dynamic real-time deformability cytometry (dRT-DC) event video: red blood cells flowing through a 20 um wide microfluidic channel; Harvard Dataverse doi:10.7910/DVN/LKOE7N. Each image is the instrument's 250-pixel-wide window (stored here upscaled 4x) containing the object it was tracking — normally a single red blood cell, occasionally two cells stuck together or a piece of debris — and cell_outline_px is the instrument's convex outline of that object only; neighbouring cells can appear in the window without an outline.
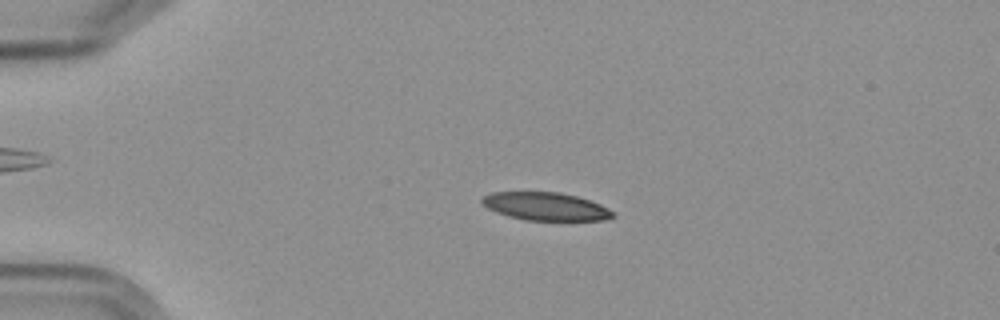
{"species": "Egyptian fruit bat (a non-hibernating species)", "species_latin": "Rousettus aegyptiacus", "temperature_condition": "cold", "stored_images_in_passage": 14, "camera_frame_rate_fps": 3000, "um_per_image_px": 0.085, "frame": {"image": 1, "passage_image": 3, "time_ms": 2.333, "image_size_px": [1000, 320], "cell_outline_px": [[616, 216], [604, 220], [524, 220], [508, 216], [496, 212], [488, 208], [480, 200], [484, 196], [492, 192], [560, 192], [576, 196], [600, 204], [616, 212]], "centroid_in_image_um": [46.4, 17.55], "position_along_channel_um": 38.6, "area_um2": 21.33}}
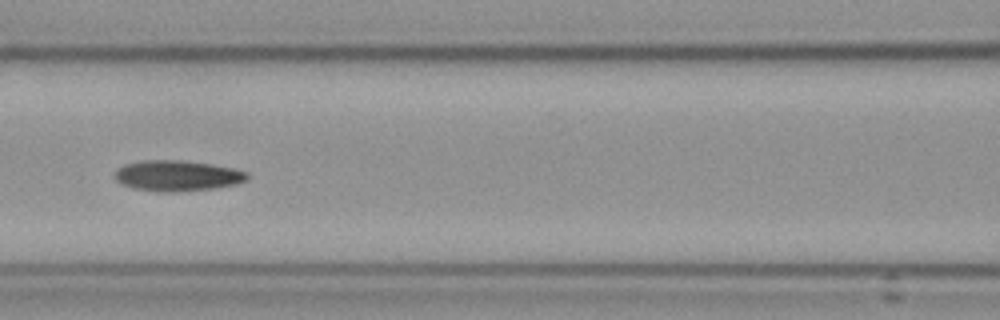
{"frame": {"image": 2, "passage_image": 6, "time_ms": 6.667, "image_size_px": [1000, 320], "cell_outline_px": [[248, 180], [236, 184], [212, 188], [176, 192], [156, 192], [132, 188], [120, 184], [112, 176], [116, 168], [124, 164], [144, 160], [176, 160], [212, 164], [232, 168], [248, 172]], "centroid_in_image_um": [15.0, 14.94], "position_along_channel_um": 151.6, "area_um2": 23.93}}
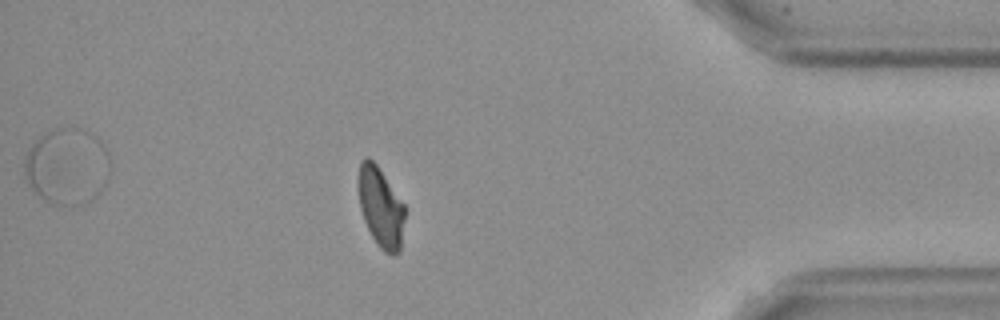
{"frame": {"image": 3, "passage_image": 13, "time_ms": 14.667, "image_size_px": [1000, 320], "cell_outline_px": [[404, 220], [400, 252], [392, 256], [384, 252], [376, 244], [364, 220], [360, 208], [360, 164], [364, 156], [368, 156], [376, 164], [404, 204]], "centroid_in_image_um": [32.38, 17.67], "position_along_channel_um": 402.8, "area_um2": 21.21}, "authors_computed_cell_mechanics": {"area_um2": 22.8021, "velocity_mm_per_s": 3.574, "shape_relaxation_time_tau1_ms": 3.7005, "shape_relaxation_time_tau2_ms": 3.8811, "deformation_change_tau1": 0.1115, "deformation_change_tau2": 0.0869}}